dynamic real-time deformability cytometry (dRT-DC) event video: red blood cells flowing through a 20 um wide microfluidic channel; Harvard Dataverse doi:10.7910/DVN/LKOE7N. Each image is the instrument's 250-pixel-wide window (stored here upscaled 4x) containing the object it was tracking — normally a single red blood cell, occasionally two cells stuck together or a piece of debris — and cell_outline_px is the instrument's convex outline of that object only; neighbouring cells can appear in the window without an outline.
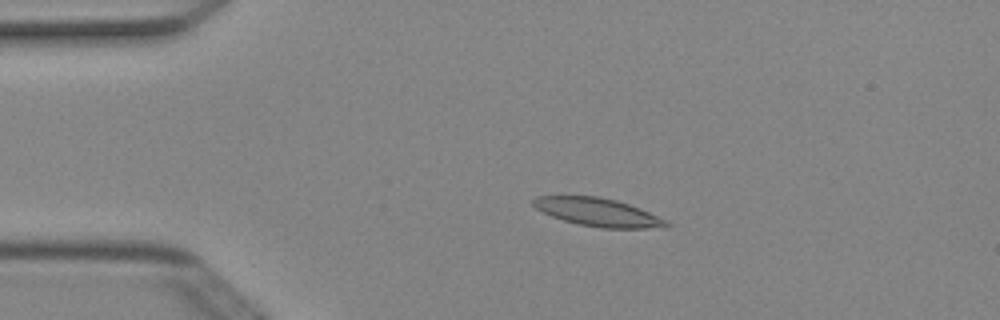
{"species": "Egyptian fruit bat (a non-hibernating species)", "species_latin": "Rousettus aegyptiacus", "temperature_condition": "cold", "stored_images_in_passage": 4, "camera_frame_rate_fps": 3000, "um_per_image_px": 0.085, "animal": {"sex": "female"}, "frame": {"image": 1, "passage_image": 3, "time_ms": 0.667, "image_size_px": [1000, 320], "cell_outline_px": [[672, 224], [668, 228], [600, 228], [580, 224], [564, 220], [552, 216], [536, 208], [532, 204], [532, 200], [536, 196], [600, 196], [616, 200], [640, 208], [668, 220]], "centroid_in_image_um": [50.9, 18.04], "position_along_channel_um": 34.1, "area_um2": 21.91}}